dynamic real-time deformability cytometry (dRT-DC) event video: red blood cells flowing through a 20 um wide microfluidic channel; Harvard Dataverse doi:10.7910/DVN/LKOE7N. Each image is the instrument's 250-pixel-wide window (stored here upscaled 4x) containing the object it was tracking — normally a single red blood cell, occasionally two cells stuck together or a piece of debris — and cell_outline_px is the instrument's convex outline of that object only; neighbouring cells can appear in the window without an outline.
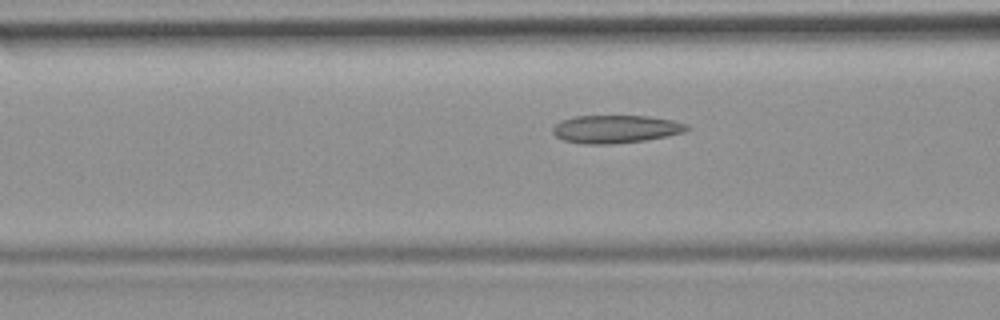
{"species": "common noctule bat (a hibernating species)", "species_latin": "Nyctalus noctula", "temperature_condition": "room temperature", "stored_images_in_passage": 21, "camera_frame_rate_fps": 3000, "um_per_image_px": 0.085, "animal": {"sex": "female", "body_mass_g": 19.9}, "frame": {"image": 1, "passage_image": 18, "time_ms": 5.667, "image_size_px": [1000, 320], "cell_outline_px": [[692, 128], [684, 132], [668, 136], [644, 140], [612, 144], [584, 144], [564, 140], [556, 136], [552, 132], [552, 128], [560, 120], [576, 116], [648, 116], [672, 120], [688, 124]], "centroid_in_image_um": [52.35, 10.97], "position_along_channel_um": 114.2, "area_um2": 21.91}}